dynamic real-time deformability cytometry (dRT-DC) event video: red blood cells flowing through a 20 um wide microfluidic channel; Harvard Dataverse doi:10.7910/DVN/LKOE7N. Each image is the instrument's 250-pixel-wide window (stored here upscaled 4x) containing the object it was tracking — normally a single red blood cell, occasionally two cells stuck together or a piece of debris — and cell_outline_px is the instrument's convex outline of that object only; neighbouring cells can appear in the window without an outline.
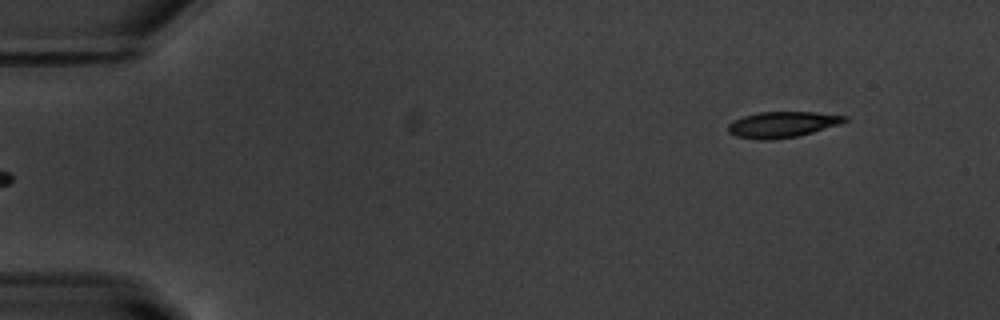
{"species": "common noctule bat (a hibernating species)", "species_latin": "Nyctalus noctula", "temperature_condition": "warm", "stored_images_in_passage": 49, "camera_frame_rate_fps": 3000, "um_per_image_px": 0.085, "animal": {"sex": "male", "body_mass_g": 20.1, "forearm_length_mm": 53.5}, "frame": {"image": 1, "passage_image": 1, "time_ms": 0.0, "image_size_px": [1000, 320], "cell_outline_px": [[848, 120], [840, 124], [812, 132], [796, 136], [772, 140], [756, 140], [736, 136], [728, 132], [728, 124], [744, 116], [760, 112], [816, 112], [848, 116]], "centroid_in_image_um": [66.5, 10.59], "position_along_channel_um": 18.5, "area_um2": 17.51}}
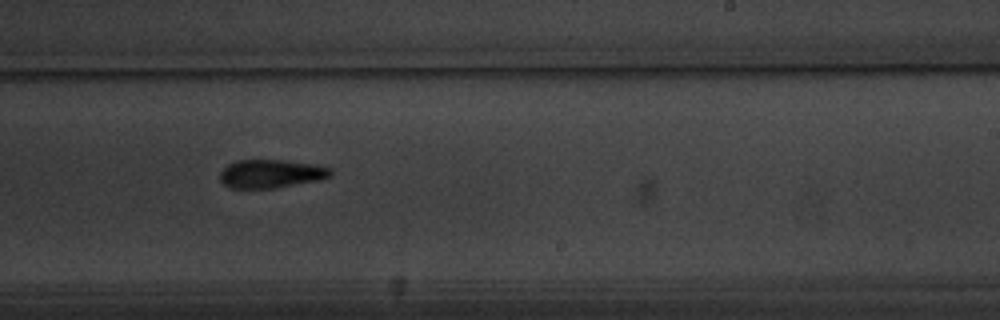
{"frame": {"image": 2, "passage_image": 29, "time_ms": 9.333, "image_size_px": [1000, 320], "cell_outline_px": [[332, 176], [320, 180], [272, 188], [232, 188], [224, 184], [220, 180], [220, 172], [228, 164], [236, 160], [280, 160], [316, 164], [332, 168]], "centroid_in_image_um": [23.06, 14.76], "position_along_channel_um": 265.9, "area_um2": 18.32}}
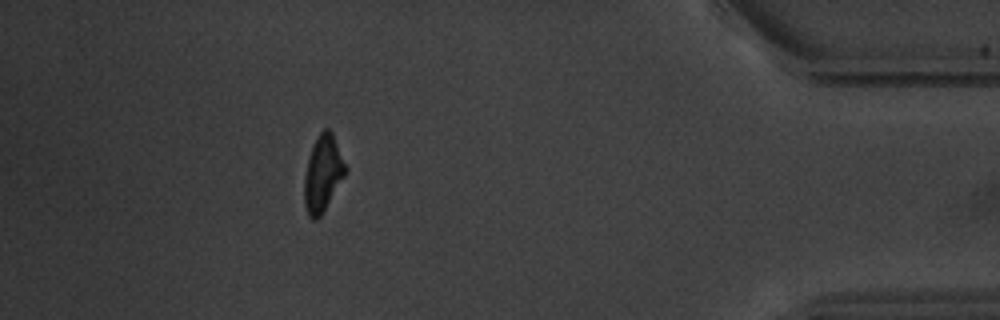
{"frame": {"image": 3, "passage_image": 44, "time_ms": 14.333, "image_size_px": [1000, 320], "cell_outline_px": [[348, 168], [344, 176], [320, 216], [316, 220], [312, 220], [308, 216], [304, 204], [304, 180], [308, 160], [312, 148], [320, 132], [324, 128], [328, 128], [332, 132]], "centroid_in_image_um": [27.44, 14.75], "position_along_channel_um": 407.8, "area_um2": 17.98}, "authors_computed_cell_mechanics": {"area_um2": 18.4382, "velocity_mm_per_s": 3.7646, "shape_relaxation_time_tau1_ms": 2.8464, "shape_relaxation_time_tau2_ms": 4.2032, "deformation_change_tau1": 0.1699, "deformation_change_tau2": 0.1281}}